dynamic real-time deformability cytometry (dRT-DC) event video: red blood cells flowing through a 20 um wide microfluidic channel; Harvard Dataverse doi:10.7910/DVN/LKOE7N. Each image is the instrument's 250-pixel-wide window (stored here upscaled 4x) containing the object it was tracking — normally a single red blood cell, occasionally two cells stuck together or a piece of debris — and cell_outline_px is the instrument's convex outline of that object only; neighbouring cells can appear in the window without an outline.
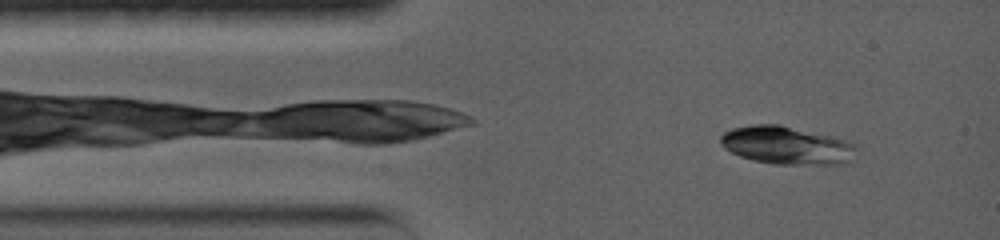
{"species": "common noctule bat (a hibernating species)", "species_latin": "Nyctalus noctula", "temperature_condition": "warm", "stored_images_in_passage": 4, "camera_frame_rate_fps": 5000, "um_per_image_px": 0.085, "animal": {"sex": "female", "body_mass_g": 19.0, "forearm_length_mm": 56.7}, "frame": {"image": 1, "passage_image": 2, "time_ms": 0.8, "image_size_px": [1000, 240], "cell_outline_px": [[856, 160], [848, 164], [776, 164], [752, 160], [740, 156], [724, 148], [720, 144], [720, 136], [724, 132], [732, 128], [752, 124], [780, 124], [832, 136], [848, 140], [856, 144]], "centroid_in_image_um": [66.93, 12.36], "position_along_channel_um": 18.1, "area_um2": 30.58}}